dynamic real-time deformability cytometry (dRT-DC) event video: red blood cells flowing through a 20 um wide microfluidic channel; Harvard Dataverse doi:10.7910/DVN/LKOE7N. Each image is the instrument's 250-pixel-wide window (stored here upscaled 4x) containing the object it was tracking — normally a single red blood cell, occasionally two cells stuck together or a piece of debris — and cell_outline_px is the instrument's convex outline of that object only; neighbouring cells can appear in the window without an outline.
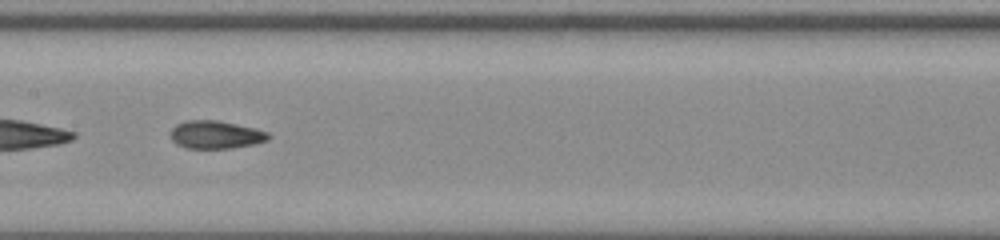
{"species": "common noctule bat (a hibernating species)", "species_latin": "Nyctalus noctula", "temperature_condition": "room temperature", "stored_images_in_passage": 37, "camera_frame_rate_fps": 3000, "um_per_image_px": 0.085, "animal": {"sex": "male", "body_mass_g": 20.0, "forearm_length_mm": 53.3}, "frame": {"image": 1, "passage_image": 11, "time_ms": 3.333, "image_size_px": [1000, 240], "cell_outline_px": [[272, 136], [268, 140], [252, 144], [232, 148], [184, 148], [176, 144], [172, 140], [172, 128], [176, 124], [188, 120], [216, 120], [256, 128], [268, 132]], "centroid_in_image_um": [18.35, 11.45], "position_along_channel_um": 189.0, "area_um2": 15.9}}
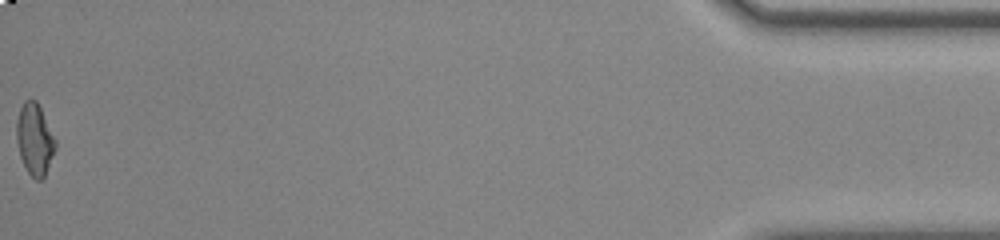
{"frame": {"image": 2, "passage_image": 37, "time_ms": 12.0, "image_size_px": [1000, 240], "cell_outline_px": [[56, 148], [44, 176], [40, 180], [36, 180], [28, 172], [20, 156], [16, 140], [16, 120], [20, 108], [24, 100], [36, 100], [56, 140]], "centroid_in_image_um": [2.93, 11.83], "position_along_channel_um": 432.3, "area_um2": 16.01}, "authors_computed_cell_mechanics": {"area_um2": 15.7216, "velocity_mm_per_s": 3.8178, "shape_relaxation_time_tau1_ms": null, "shape_relaxation_time_tau2_ms": 1.6369, "deformation_change_tau1": null, "deformation_change_tau2": 0.0767}}